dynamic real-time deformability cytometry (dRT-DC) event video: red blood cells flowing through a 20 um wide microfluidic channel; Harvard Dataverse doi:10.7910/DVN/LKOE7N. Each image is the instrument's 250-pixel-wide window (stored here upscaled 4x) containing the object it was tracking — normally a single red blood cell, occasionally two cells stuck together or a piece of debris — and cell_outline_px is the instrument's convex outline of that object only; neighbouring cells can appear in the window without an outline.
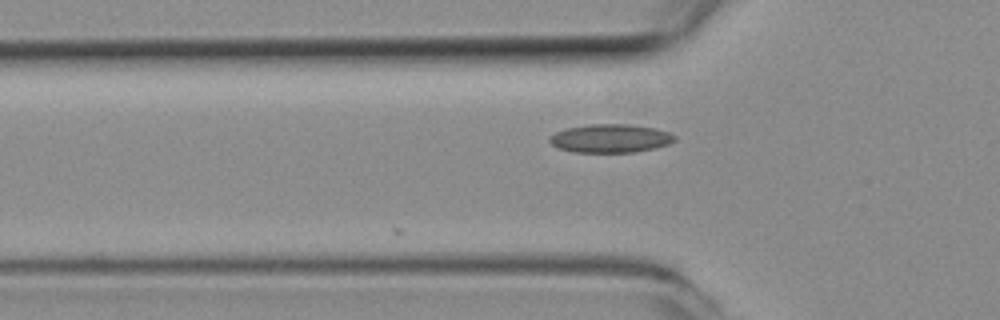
{"species": "common noctule bat (a hibernating species)", "species_latin": "Nyctalus noctula", "temperature_condition": "room temperature", "stored_images_in_passage": 2, "camera_frame_rate_fps": 3000, "um_per_image_px": 0.085, "animal": {"sex": "female", "body_mass_g": 19.3, "forearm_length_mm": 54.1}, "frame": {"image": 1, "passage_image": 2, "time_ms": 0.333, "image_size_px": [1000, 320], "cell_outline_px": [[676, 140], [668, 144], [656, 148], [632, 152], [572, 152], [560, 148], [552, 144], [548, 140], [548, 136], [564, 128], [588, 124], [628, 124], [656, 128], [668, 132], [676, 136]], "centroid_in_image_um": [51.87, 11.75], "position_along_channel_um": 73.9, "area_um2": 20.87}}